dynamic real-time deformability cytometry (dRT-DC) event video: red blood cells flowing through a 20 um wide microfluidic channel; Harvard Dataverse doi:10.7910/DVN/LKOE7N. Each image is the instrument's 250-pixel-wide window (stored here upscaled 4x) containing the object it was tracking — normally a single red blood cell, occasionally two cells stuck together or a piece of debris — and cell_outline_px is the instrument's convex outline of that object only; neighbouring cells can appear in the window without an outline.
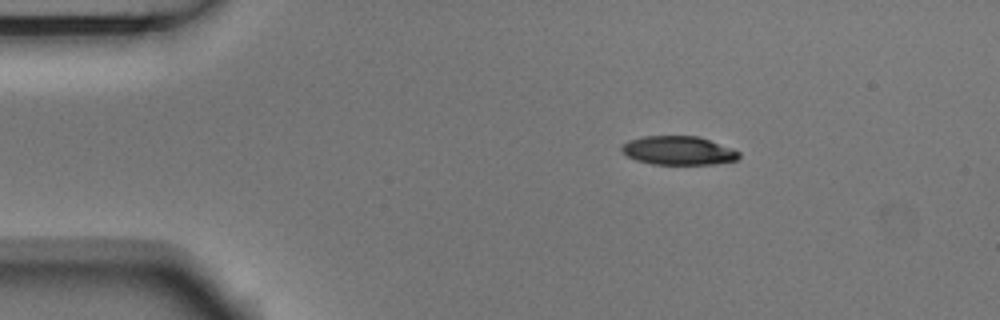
{"species": "Egyptian fruit bat (a non-hibernating species)", "species_latin": "Rousettus aegyptiacus", "temperature_condition": "room temperature", "stored_images_in_passage": 30, "camera_frame_rate_fps": 3000, "um_per_image_px": 0.085, "animal": {"sex": "male"}, "frame": {"image": 1, "passage_image": 1, "time_ms": 0.0, "image_size_px": [1000, 320], "cell_outline_px": [[740, 156], [736, 160], [712, 164], [652, 164], [636, 160], [628, 156], [620, 148], [628, 140], [644, 136], [696, 136], [732, 148], [740, 152]], "centroid_in_image_um": [57.66, 12.79], "position_along_channel_um": 27.3, "area_um2": 19.42}}
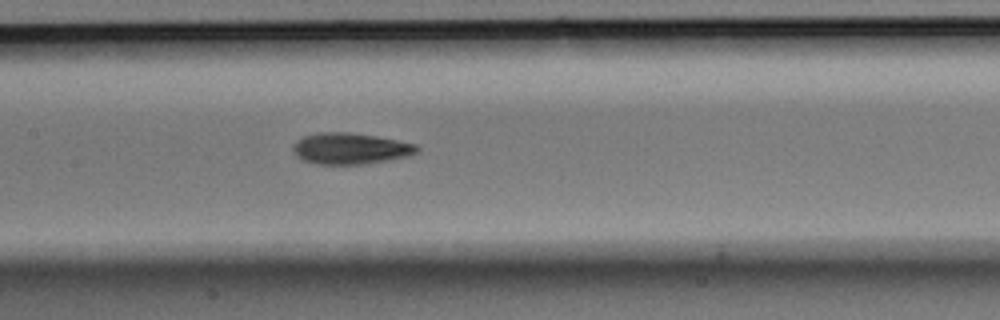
{"frame": {"image": 2, "passage_image": 18, "time_ms": 5.667, "image_size_px": [1000, 320], "cell_outline_px": [[420, 148], [416, 152], [408, 156], [388, 160], [360, 164], [316, 164], [304, 160], [296, 156], [292, 148], [296, 140], [304, 136], [316, 132], [352, 132], [376, 136], [416, 144]], "centroid_in_image_um": [29.75, 12.61], "position_along_channel_um": 177.6, "area_um2": 22.54}}
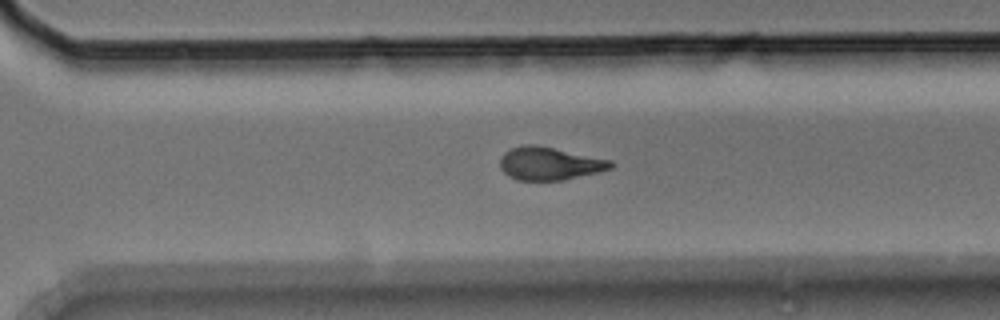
{"frame": {"image": 3, "passage_image": 30, "time_ms": 9.667, "image_size_px": [1000, 320], "cell_outline_px": [[616, 164], [612, 168], [600, 172], [564, 180], [516, 180], [508, 176], [500, 168], [500, 160], [504, 152], [512, 148], [528, 144], [532, 144], [612, 160]], "centroid_in_image_um": [46.73, 13.92], "position_along_channel_um": 323.9, "area_um2": 21.21}}